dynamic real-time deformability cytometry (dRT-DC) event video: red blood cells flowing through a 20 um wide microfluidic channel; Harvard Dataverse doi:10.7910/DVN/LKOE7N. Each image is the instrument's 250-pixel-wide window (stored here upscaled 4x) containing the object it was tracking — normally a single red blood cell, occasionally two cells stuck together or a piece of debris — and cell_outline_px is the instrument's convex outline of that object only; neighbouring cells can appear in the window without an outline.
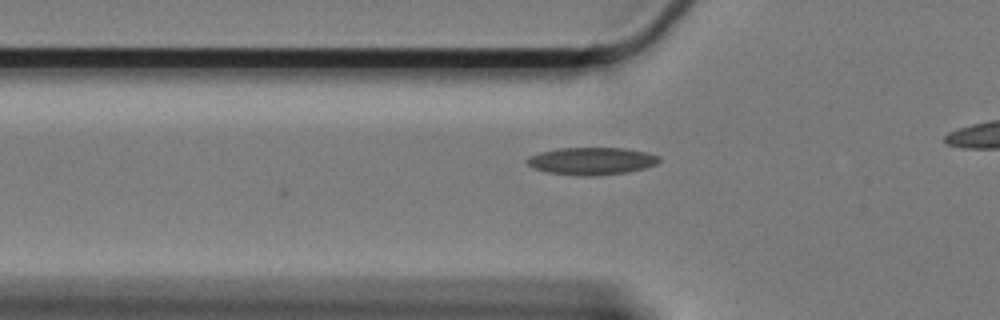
{"species": "Egyptian fruit bat (a non-hibernating species)", "species_latin": "Rousettus aegyptiacus", "temperature_condition": "cold", "stored_images_in_passage": 32, "camera_frame_rate_fps": 3000, "um_per_image_px": 0.085, "animal": {"sex": "female"}, "frame": {"image": 1, "passage_image": 2, "time_ms": 0.333, "image_size_px": [1000, 320], "cell_outline_px": [[660, 160], [656, 164], [644, 168], [628, 172], [588, 176], [584, 176], [548, 172], [532, 168], [524, 160], [528, 156], [540, 152], [556, 148], [624, 148], [648, 152], [660, 156]], "centroid_in_image_um": [50.27, 13.67], "position_along_channel_um": 75.5, "area_um2": 21.15}}
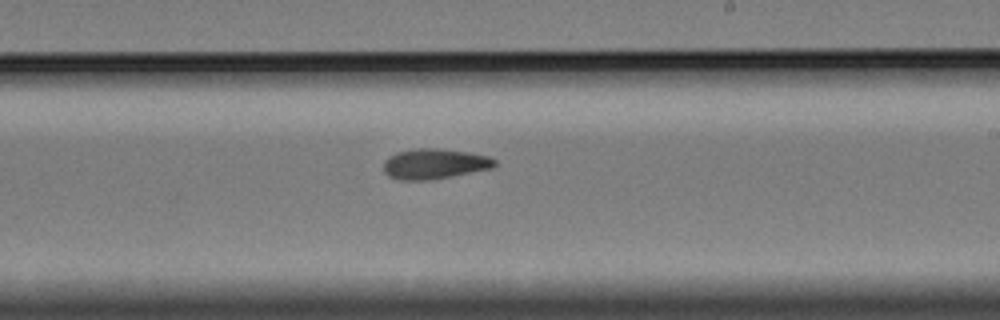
{"frame": {"image": 2, "passage_image": 18, "time_ms": 5.667, "image_size_px": [1000, 320], "cell_outline_px": [[496, 164], [492, 168], [452, 176], [428, 180], [400, 180], [388, 176], [384, 172], [384, 160], [388, 156], [396, 152], [416, 148], [436, 148], [468, 152], [488, 156], [496, 160]], "centroid_in_image_um": [36.9, 13.92], "position_along_channel_um": 252.1, "area_um2": 19.65}}
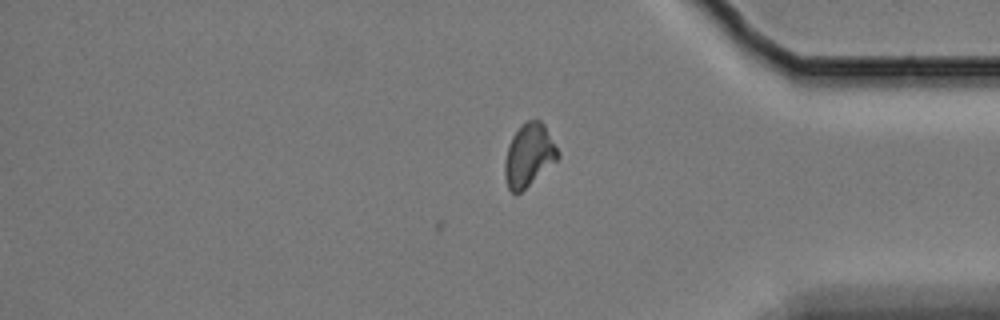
{"frame": {"image": 3, "passage_image": 32, "time_ms": 10.333, "image_size_px": [1000, 320], "cell_outline_px": [[560, 156], [556, 160], [520, 192], [512, 192], [508, 188], [504, 176], [504, 164], [508, 144], [512, 136], [528, 120], [540, 120], [544, 124], [560, 152]], "centroid_in_image_um": [44.95, 13.18], "position_along_channel_um": 390.3, "area_um2": 19.02}, "authors_computed_cell_mechanics": {"area_um2": 19.074, "velocity_mm_per_s": 3.2987, "shape_relaxation_time_tau1_ms": null, "shape_relaxation_time_tau2_ms": 3.6635, "deformation_change_tau1": null, "deformation_change_tau2": 0.0933}}